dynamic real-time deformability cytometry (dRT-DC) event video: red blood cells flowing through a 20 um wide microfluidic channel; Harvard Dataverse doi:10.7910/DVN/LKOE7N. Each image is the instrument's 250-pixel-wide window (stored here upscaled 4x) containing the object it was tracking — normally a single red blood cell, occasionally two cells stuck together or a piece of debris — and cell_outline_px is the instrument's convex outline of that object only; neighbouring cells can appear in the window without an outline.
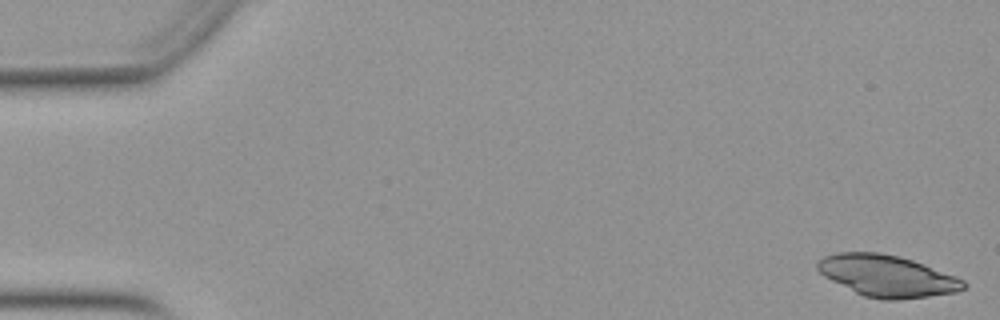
{"species": "Egyptian fruit bat (a non-hibernating species)", "species_latin": "Rousettus aegyptiacus", "temperature_condition": "warm", "stored_images_in_passage": 51, "camera_frame_rate_fps": 3000, "um_per_image_px": 0.085, "animal": {"sex": "female"}, "frame": {"image": 1, "passage_image": 1, "time_ms": 0.0, "image_size_px": [1000, 320], "cell_outline_px": [[968, 284], [964, 288], [956, 292], [900, 300], [884, 300], [864, 296], [824, 276], [816, 268], [816, 260], [824, 256], [836, 252], [880, 252], [900, 256], [912, 260], [956, 276], [964, 280]], "centroid_in_image_um": [75.39, 23.44], "position_along_channel_um": 9.6, "area_um2": 35.37}}